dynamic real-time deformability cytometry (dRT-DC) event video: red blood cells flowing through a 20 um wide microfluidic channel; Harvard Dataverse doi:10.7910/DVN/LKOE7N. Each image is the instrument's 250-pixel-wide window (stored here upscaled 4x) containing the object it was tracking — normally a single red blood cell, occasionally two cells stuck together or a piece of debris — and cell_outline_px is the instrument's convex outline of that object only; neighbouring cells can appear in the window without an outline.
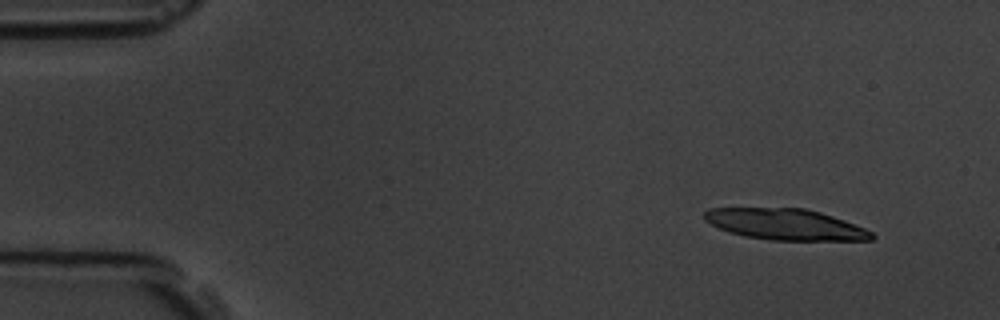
{"species": "common noctule bat (a hibernating species)", "species_latin": "Nyctalus noctula", "temperature_condition": "room temperature", "stored_images_in_passage": 5, "camera_frame_rate_fps": 3000, "um_per_image_px": 0.085, "animal": {"sex": "male", "body_mass_g": 19.5, "forearm_length_mm": 54.6}, "frame": {"image": 1, "passage_image": 2, "time_ms": 1.0, "image_size_px": [1000, 320], "cell_outline_px": [[876, 236], [872, 240], [772, 240], [744, 236], [728, 232], [704, 220], [704, 212], [708, 208], [804, 208], [820, 212], [844, 220], [864, 228], [872, 232]], "centroid_in_image_um": [66.75, 19.07], "position_along_channel_um": 18.3, "area_um2": 30.17}}